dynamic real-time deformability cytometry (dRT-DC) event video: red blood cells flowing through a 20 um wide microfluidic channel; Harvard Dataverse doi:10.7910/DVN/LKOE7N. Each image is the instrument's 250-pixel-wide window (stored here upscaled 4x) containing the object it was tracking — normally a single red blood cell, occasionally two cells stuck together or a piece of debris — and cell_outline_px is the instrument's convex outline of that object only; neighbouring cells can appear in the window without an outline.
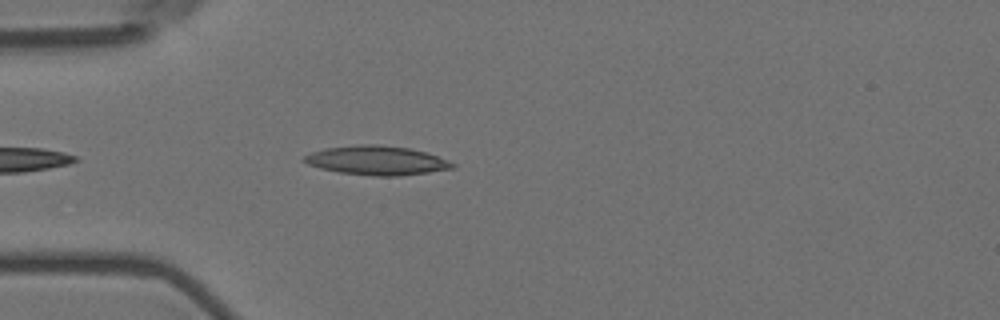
{"species": "Egyptian fruit bat (a non-hibernating species)", "species_latin": "Rousettus aegyptiacus", "temperature_condition": "room temperature", "stored_images_in_passage": 6, "camera_frame_rate_fps": 3000, "um_per_image_px": 0.085, "animal": {"sex": "female"}, "frame": {"image": 1, "passage_image": 2, "time_ms": 0.333, "image_size_px": [1000, 320], "cell_outline_px": [[456, 168], [400, 176], [372, 176], [340, 172], [320, 168], [308, 164], [300, 160], [304, 156], [312, 152], [324, 148], [360, 144], [380, 144], [412, 148], [448, 160], [456, 164]], "centroid_in_image_um": [32.02, 13.63], "position_along_channel_um": 53.0, "area_um2": 25.32}}
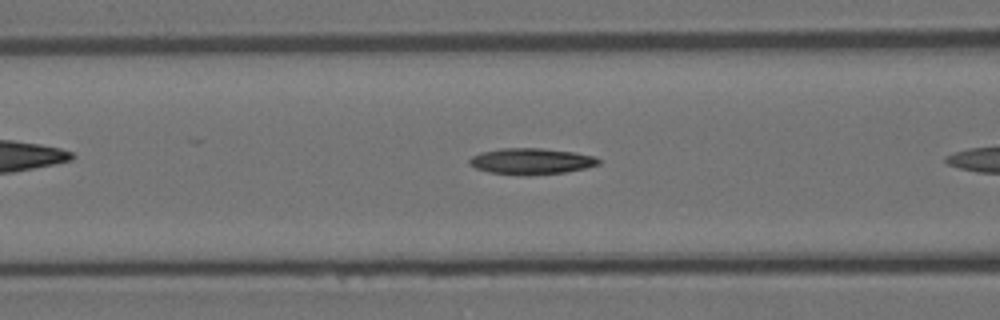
{"frame": {"image": 2, "passage_image": 5, "time_ms": 1.333, "image_size_px": [1000, 320], "cell_outline_px": [[600, 164], [584, 168], [564, 172], [532, 176], [520, 176], [488, 172], [476, 168], [468, 164], [468, 160], [472, 156], [480, 152], [500, 148], [540, 148], [572, 152], [596, 156], [600, 160]], "centroid_in_image_um": [45.11, 13.72], "position_along_channel_um": 121.5, "area_um2": 19.94}}